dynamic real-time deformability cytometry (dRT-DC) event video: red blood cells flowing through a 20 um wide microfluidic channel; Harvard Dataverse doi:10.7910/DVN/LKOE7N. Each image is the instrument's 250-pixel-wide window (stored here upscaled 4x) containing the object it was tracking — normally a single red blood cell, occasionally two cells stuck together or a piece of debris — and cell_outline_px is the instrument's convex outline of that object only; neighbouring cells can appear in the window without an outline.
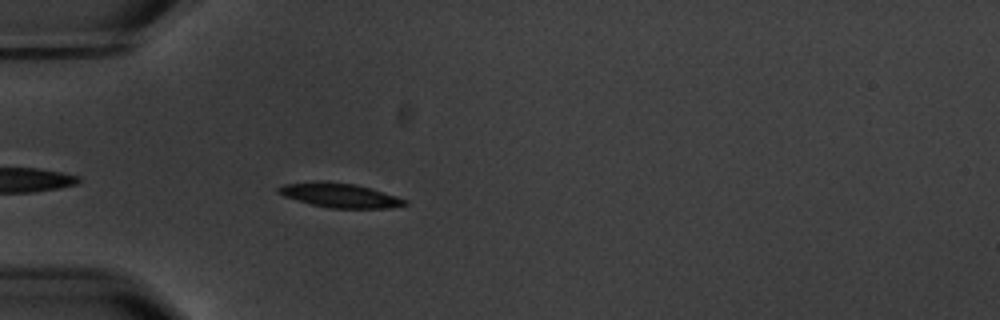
{"species": "common noctule bat (a hibernating species)", "species_latin": "Nyctalus noctula", "temperature_condition": "warm", "stored_images_in_passage": 2, "camera_frame_rate_fps": 3000, "um_per_image_px": 0.085, "animal": {"sex": "male", "body_mass_g": 20.1, "forearm_length_mm": 53.5}, "frame": {"image": 1, "passage_image": 2, "time_ms": 1.0, "image_size_px": [1000, 320], "cell_outline_px": [[408, 204], [392, 208], [328, 208], [296, 200], [284, 196], [276, 192], [276, 188], [280, 184], [316, 180], [328, 180], [352, 184], [368, 188], [396, 196], [408, 200]], "centroid_in_image_um": [28.8, 16.58], "position_along_channel_um": 56.2, "area_um2": 18.15}}